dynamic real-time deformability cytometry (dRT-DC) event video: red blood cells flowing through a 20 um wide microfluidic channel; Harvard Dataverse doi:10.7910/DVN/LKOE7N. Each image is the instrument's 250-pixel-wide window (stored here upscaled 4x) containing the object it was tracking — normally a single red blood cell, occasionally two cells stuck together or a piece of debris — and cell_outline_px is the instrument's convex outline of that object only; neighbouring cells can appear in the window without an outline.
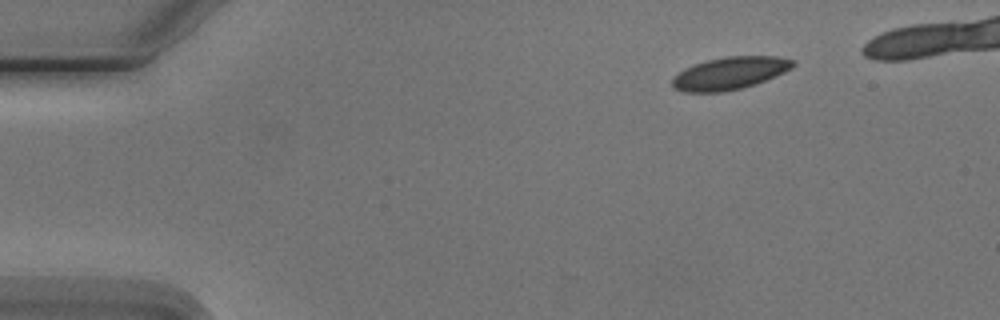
{"species": "Egyptian fruit bat (a non-hibernating species)", "species_latin": "Rousettus aegyptiacus", "temperature_condition": "cold", "stored_images_in_passage": 4, "camera_frame_rate_fps": 3000, "um_per_image_px": 0.085, "animal": {"sex": "male"}, "frame": {"image": 1, "passage_image": 1, "time_ms": 0.0, "image_size_px": [1000, 320], "cell_outline_px": [[796, 64], [792, 68], [784, 72], [756, 84], [724, 92], [684, 92], [672, 88], [672, 80], [684, 68], [708, 60], [728, 56], [776, 56], [796, 60]], "centroid_in_image_um": [62.06, 6.22], "position_along_channel_um": 22.9, "area_um2": 22.77}}